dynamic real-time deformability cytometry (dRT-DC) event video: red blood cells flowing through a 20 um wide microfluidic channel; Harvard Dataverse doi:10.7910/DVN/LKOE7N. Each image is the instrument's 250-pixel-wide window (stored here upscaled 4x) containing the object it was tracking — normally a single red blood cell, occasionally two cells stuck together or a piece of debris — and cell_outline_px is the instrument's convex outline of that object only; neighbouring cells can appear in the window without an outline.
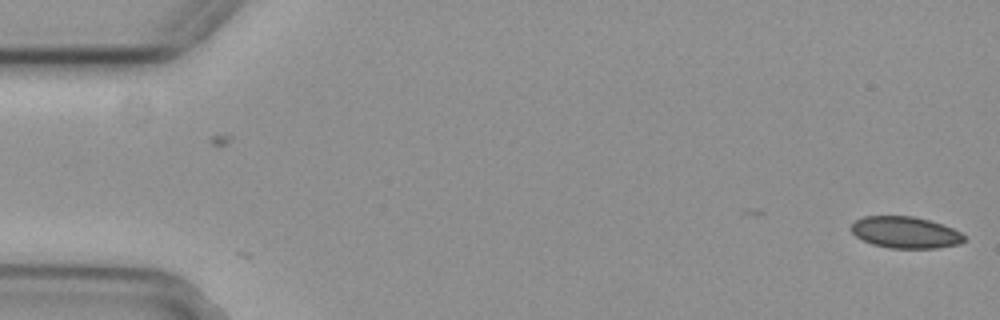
{"species": "common noctule bat (a hibernating species)", "species_latin": "Nyctalus noctula", "temperature_condition": "cold", "stored_images_in_passage": 3, "camera_frame_rate_fps": 3000, "um_per_image_px": 0.085, "animal": {"sex": "female", "body_mass_g": 29.2, "forearm_length_mm": 56.3}, "frame": {"image": 1, "passage_image": 3, "time_ms": 0.667, "image_size_px": [1000, 320], "cell_outline_px": [[964, 240], [960, 244], [936, 248], [888, 248], [872, 244], [856, 236], [848, 228], [856, 220], [864, 216], [912, 216], [928, 220], [952, 228], [960, 232], [964, 236]], "centroid_in_image_um": [76.92, 19.76], "position_along_channel_um": 8.1, "area_um2": 20.69}}